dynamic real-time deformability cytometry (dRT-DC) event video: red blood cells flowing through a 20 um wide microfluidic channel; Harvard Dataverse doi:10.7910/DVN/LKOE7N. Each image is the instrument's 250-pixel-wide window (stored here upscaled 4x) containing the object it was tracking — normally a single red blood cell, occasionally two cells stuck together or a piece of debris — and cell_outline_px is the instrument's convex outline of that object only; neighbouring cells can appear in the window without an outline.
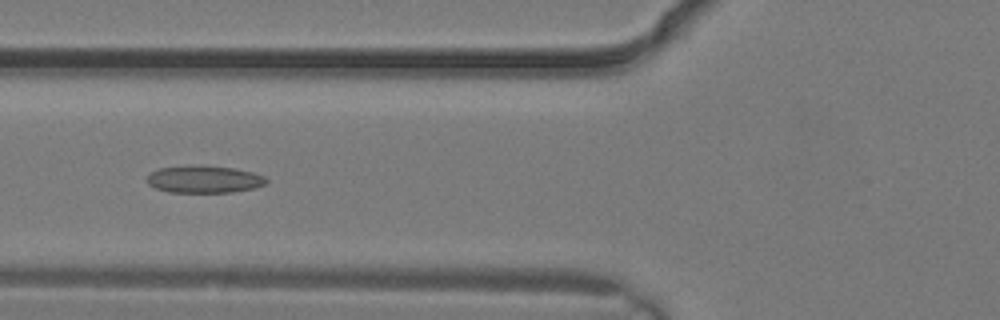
{"species": "common noctule bat (a hibernating species)", "species_latin": "Nyctalus noctula", "temperature_condition": "warm", "stored_images_in_passage": 4, "camera_frame_rate_fps": 3000, "um_per_image_px": 0.085, "animal": {"sex": "male", "body_mass_g": 19.2, "forearm_length_mm": 51.8}, "frame": {"image": 1, "passage_image": 4, "time_ms": 1.0, "image_size_px": [1000, 320], "cell_outline_px": [[268, 180], [264, 184], [252, 188], [232, 192], [168, 192], [156, 188], [148, 184], [148, 176], [152, 172], [160, 168], [196, 164], [204, 164], [232, 168], [252, 172], [264, 176]], "centroid_in_image_um": [17.34, 15.22], "position_along_channel_um": 108.5, "area_um2": 18.96}}